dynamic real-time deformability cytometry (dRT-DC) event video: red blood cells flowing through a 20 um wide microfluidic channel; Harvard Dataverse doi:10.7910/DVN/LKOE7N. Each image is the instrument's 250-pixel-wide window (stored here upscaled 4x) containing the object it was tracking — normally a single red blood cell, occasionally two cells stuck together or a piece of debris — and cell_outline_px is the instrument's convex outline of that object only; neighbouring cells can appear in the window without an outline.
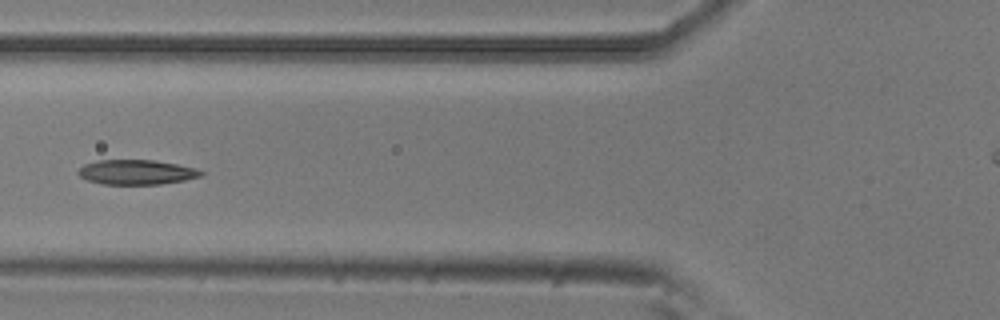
{"species": "common noctule bat (a hibernating species)", "species_latin": "Nyctalus noctula", "temperature_condition": "room temperature", "stored_images_in_passage": 6, "camera_frame_rate_fps": 3000, "um_per_image_px": 0.085, "animal": {"sex": "male", "body_mass_g": 20.5, "forearm_length_mm": 52.5}, "frame": {"image": 1, "passage_image": 6, "time_ms": 1.667, "image_size_px": [1000, 320], "cell_outline_px": [[204, 176], [184, 180], [160, 184], [104, 184], [88, 180], [80, 176], [76, 172], [84, 164], [96, 160], [152, 160], [176, 164], [196, 168], [204, 172]], "centroid_in_image_um": [11.61, 14.63], "position_along_channel_um": 114.2, "area_um2": 17.69}}